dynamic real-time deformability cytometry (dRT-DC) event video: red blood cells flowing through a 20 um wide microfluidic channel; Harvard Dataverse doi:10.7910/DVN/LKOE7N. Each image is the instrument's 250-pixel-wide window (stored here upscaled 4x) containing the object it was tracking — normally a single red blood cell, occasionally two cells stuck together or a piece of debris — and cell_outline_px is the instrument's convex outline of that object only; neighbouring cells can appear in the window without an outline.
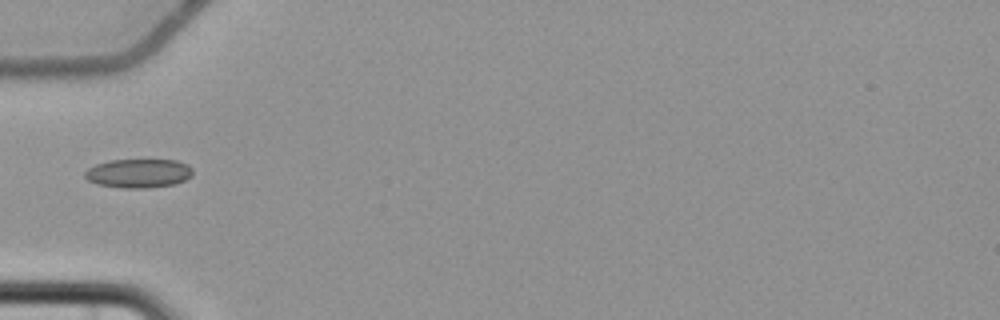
{"species": "common noctule bat (a hibernating species)", "species_latin": "Nyctalus noctula", "temperature_condition": "cold", "stored_images_in_passage": 1, "camera_frame_rate_fps": 3000, "um_per_image_px": 0.085, "animal": {"sex": "female", "body_mass_g": 22.7, "forearm_length_mm": 54.2}, "frame": {"image": 1, "passage_image": 1, "time_ms": 0.0, "image_size_px": [1000, 320], "cell_outline_px": [[192, 176], [176, 184], [144, 188], [120, 188], [96, 184], [88, 180], [84, 176], [84, 172], [88, 168], [96, 164], [112, 160], [176, 160], [188, 164], [192, 168]], "centroid_in_image_um": [11.77, 14.73], "position_along_channel_um": 73.2, "area_um2": 18.26}}